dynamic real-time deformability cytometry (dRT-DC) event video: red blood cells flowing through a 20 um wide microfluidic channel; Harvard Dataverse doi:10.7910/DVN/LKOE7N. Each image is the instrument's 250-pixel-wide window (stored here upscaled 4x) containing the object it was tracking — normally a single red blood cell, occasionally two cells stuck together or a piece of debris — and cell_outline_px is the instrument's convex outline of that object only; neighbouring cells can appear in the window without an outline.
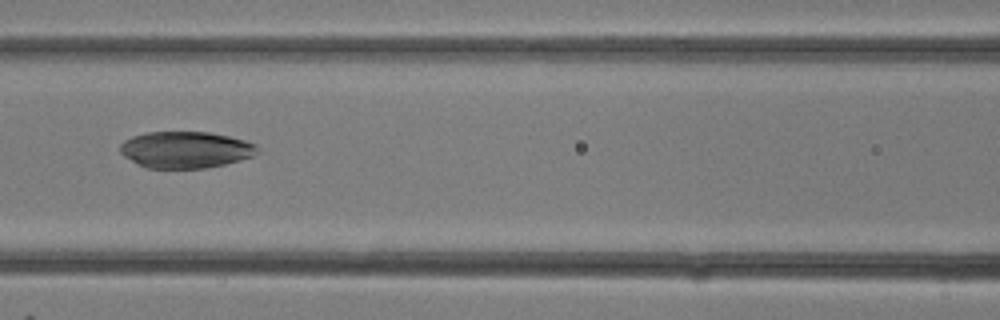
{"species": "common noctule bat (a hibernating species)", "species_latin": "Nyctalus noctula", "temperature_condition": "room temperature", "stored_images_in_passage": 12, "camera_frame_rate_fps": 3000, "um_per_image_px": 0.085, "animal": {"sex": "female"}, "frame": {"image": 1, "passage_image": 9, "time_ms": 2.667, "image_size_px": [1000, 320], "cell_outline_px": [[260, 152], [252, 156], [240, 160], [208, 168], [148, 168], [124, 156], [120, 152], [120, 144], [124, 140], [132, 136], [148, 132], [208, 132], [228, 136], [244, 140], [256, 144]], "centroid_in_image_um": [15.79, 12.72], "position_along_channel_um": 150.8, "area_um2": 29.19}}
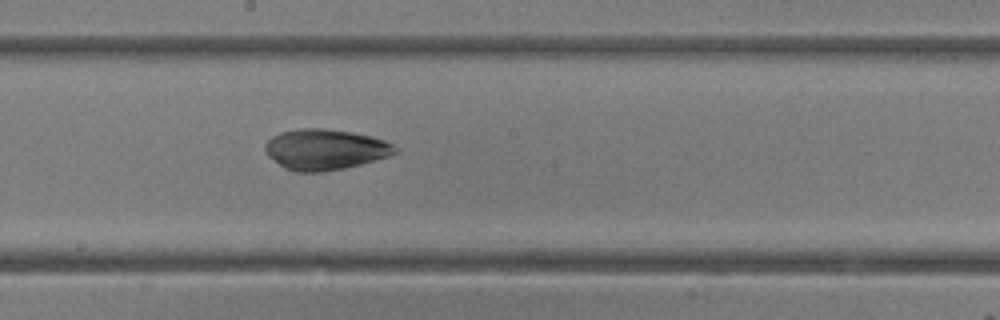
{"frame": {"image": 2, "passage_image": 12, "time_ms": 3.667, "image_size_px": [1000, 320], "cell_outline_px": [[400, 152], [388, 156], [360, 164], [344, 168], [320, 172], [296, 172], [284, 168], [268, 156], [264, 152], [264, 144], [272, 136], [280, 132], [300, 128], [324, 128], [352, 132], [372, 136], [384, 140], [400, 148]], "centroid_in_image_um": [27.63, 12.7], "position_along_channel_um": 220.6, "area_um2": 31.04}}